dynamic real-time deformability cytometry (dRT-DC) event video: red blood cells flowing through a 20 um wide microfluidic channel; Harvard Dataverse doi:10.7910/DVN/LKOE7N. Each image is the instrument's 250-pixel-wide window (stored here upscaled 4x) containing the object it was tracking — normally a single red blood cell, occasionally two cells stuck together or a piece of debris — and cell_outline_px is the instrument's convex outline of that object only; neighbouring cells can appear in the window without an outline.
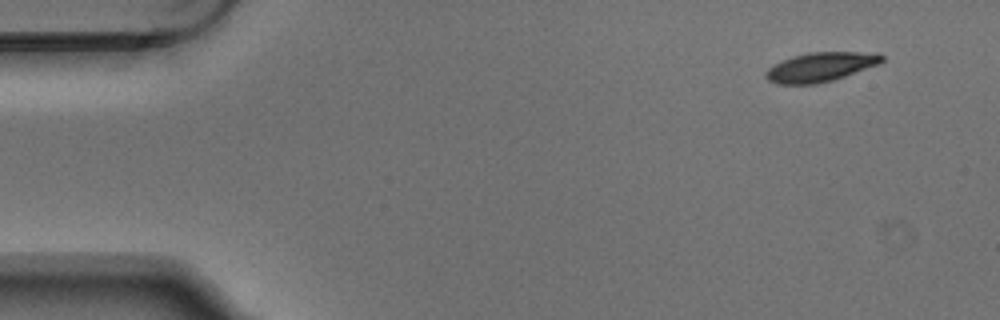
{"species": "Egyptian fruit bat (a non-hibernating species)", "species_latin": "Rousettus aegyptiacus", "temperature_condition": "warm", "stored_images_in_passage": 4, "camera_frame_rate_fps": 3000, "um_per_image_px": 0.085, "animal": {"sex": "male"}, "frame": {"image": 1, "passage_image": 1, "time_ms": 0.0, "image_size_px": [1000, 320], "cell_outline_px": [[884, 60], [880, 64], [832, 80], [816, 84], [776, 84], [768, 80], [764, 76], [768, 68], [792, 56], [808, 52], [880, 52], [884, 56]], "centroid_in_image_um": [69.78, 5.68], "position_along_channel_um": 15.2, "area_um2": 19.83}}
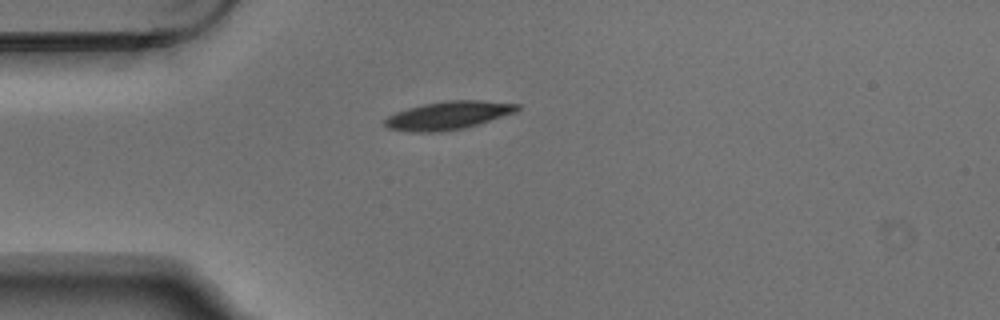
{"frame": {"image": 2, "passage_image": 4, "time_ms": 1.0, "image_size_px": [1000, 320], "cell_outline_px": [[520, 108], [516, 112], [464, 128], [440, 132], [412, 132], [388, 128], [384, 124], [384, 120], [388, 116], [396, 112], [408, 108], [424, 104], [444, 100], [484, 100], [520, 104]], "centroid_in_image_um": [38.11, 9.8], "position_along_channel_um": 46.9, "area_um2": 21.73}}